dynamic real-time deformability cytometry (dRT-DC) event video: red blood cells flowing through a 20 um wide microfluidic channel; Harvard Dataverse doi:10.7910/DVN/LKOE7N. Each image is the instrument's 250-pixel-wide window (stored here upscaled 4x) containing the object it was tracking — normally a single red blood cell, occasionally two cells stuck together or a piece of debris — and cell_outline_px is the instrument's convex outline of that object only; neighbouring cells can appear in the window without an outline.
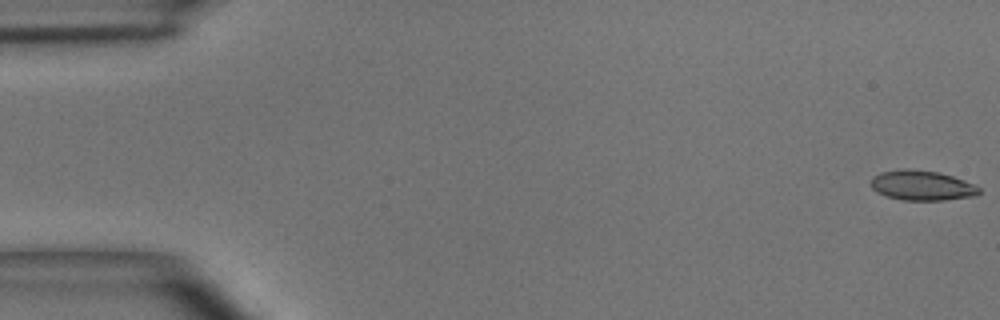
{"species": "common noctule bat (a hibernating species)", "species_latin": "Nyctalus noctula", "temperature_condition": "room temperature", "stored_images_in_passage": 49, "camera_frame_rate_fps": 3000, "um_per_image_px": 0.085, "animal": {"sex": "male", "body_mass_g": 15.6}, "frame": {"image": 1, "passage_image": 1, "time_ms": 0.0, "image_size_px": [1000, 320], "cell_outline_px": [[980, 192], [976, 196], [944, 200], [904, 200], [888, 196], [876, 192], [872, 188], [872, 176], [880, 172], [936, 172], [952, 176], [964, 180], [980, 188]], "centroid_in_image_um": [78.41, 15.82], "position_along_channel_um": 6.6, "area_um2": 17.92}}
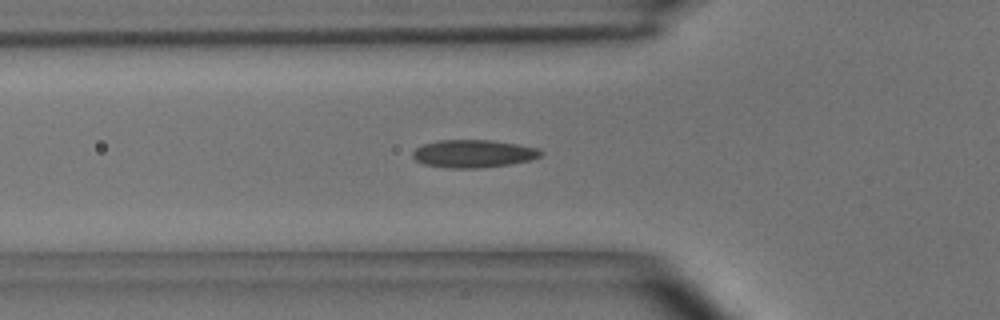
{"frame": {"image": 2, "passage_image": 17, "time_ms": 5.333, "image_size_px": [1000, 320], "cell_outline_px": [[544, 152], [540, 156], [528, 160], [508, 164], [476, 168], [448, 168], [424, 164], [416, 160], [412, 156], [412, 152], [416, 148], [424, 144], [436, 140], [492, 140], [540, 148]], "centroid_in_image_um": [40.22, 13.05], "position_along_channel_um": 85.6, "area_um2": 20.63}}
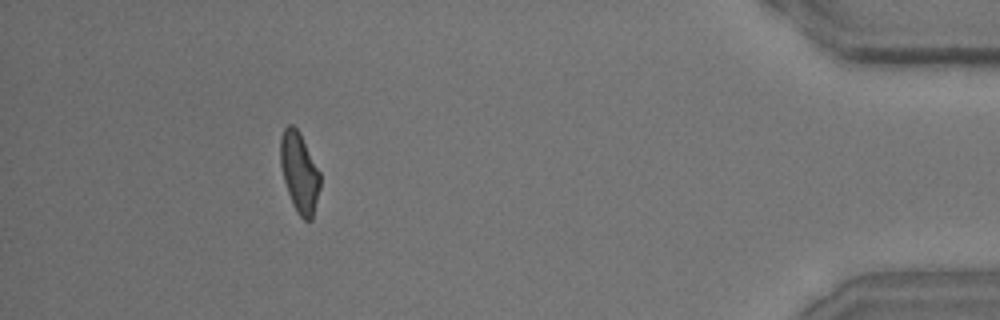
{"frame": {"image": 3, "passage_image": 45, "time_ms": 14.667, "image_size_px": [1000, 320], "cell_outline_px": [[320, 188], [312, 220], [304, 220], [296, 212], [292, 204], [284, 180], [280, 164], [280, 140], [284, 128], [288, 124], [292, 124], [300, 132], [320, 172]], "centroid_in_image_um": [25.45, 14.65], "position_along_channel_um": 409.8, "area_um2": 18.61}, "authors_computed_cell_mechanics": {"area_um2": 19.363, "velocity_mm_per_s": 4.0783, "shape_relaxation_time_tau1_ms": 4.5775, "shape_relaxation_time_tau2_ms": 1.8114, "deformation_change_tau1": 0.1717, "deformation_change_tau2": 0.093}}